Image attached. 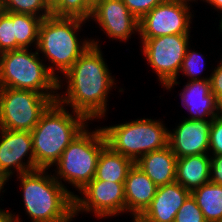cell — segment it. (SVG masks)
I'll list each match as a JSON object with an SVG mask.
<instances>
[{"label":"cell","instance_id":"obj_22","mask_svg":"<svg viewBox=\"0 0 222 222\" xmlns=\"http://www.w3.org/2000/svg\"><path fill=\"white\" fill-rule=\"evenodd\" d=\"M42 20L43 19L38 16L12 12L16 50L29 48L31 44L37 47L39 27Z\"/></svg>","mask_w":222,"mask_h":222},{"label":"cell","instance_id":"obj_27","mask_svg":"<svg viewBox=\"0 0 222 222\" xmlns=\"http://www.w3.org/2000/svg\"><path fill=\"white\" fill-rule=\"evenodd\" d=\"M174 222H206L201 209L191 194L179 208Z\"/></svg>","mask_w":222,"mask_h":222},{"label":"cell","instance_id":"obj_34","mask_svg":"<svg viewBox=\"0 0 222 222\" xmlns=\"http://www.w3.org/2000/svg\"><path fill=\"white\" fill-rule=\"evenodd\" d=\"M10 222H21L19 217H16V215H13L10 212Z\"/></svg>","mask_w":222,"mask_h":222},{"label":"cell","instance_id":"obj_5","mask_svg":"<svg viewBox=\"0 0 222 222\" xmlns=\"http://www.w3.org/2000/svg\"><path fill=\"white\" fill-rule=\"evenodd\" d=\"M28 51V48H21L0 53V87L32 90L55 102L58 80L42 63L37 50Z\"/></svg>","mask_w":222,"mask_h":222},{"label":"cell","instance_id":"obj_32","mask_svg":"<svg viewBox=\"0 0 222 222\" xmlns=\"http://www.w3.org/2000/svg\"><path fill=\"white\" fill-rule=\"evenodd\" d=\"M0 222H10V212L4 209L0 210Z\"/></svg>","mask_w":222,"mask_h":222},{"label":"cell","instance_id":"obj_30","mask_svg":"<svg viewBox=\"0 0 222 222\" xmlns=\"http://www.w3.org/2000/svg\"><path fill=\"white\" fill-rule=\"evenodd\" d=\"M211 75H210L211 93L220 102L222 100V64L219 63V65L214 68Z\"/></svg>","mask_w":222,"mask_h":222},{"label":"cell","instance_id":"obj_25","mask_svg":"<svg viewBox=\"0 0 222 222\" xmlns=\"http://www.w3.org/2000/svg\"><path fill=\"white\" fill-rule=\"evenodd\" d=\"M189 48L190 46L187 47L180 72L188 76L190 81L210 79V76L208 78H200V76H198L203 71L202 68L204 69V57L197 51L189 50Z\"/></svg>","mask_w":222,"mask_h":222},{"label":"cell","instance_id":"obj_39","mask_svg":"<svg viewBox=\"0 0 222 222\" xmlns=\"http://www.w3.org/2000/svg\"><path fill=\"white\" fill-rule=\"evenodd\" d=\"M221 13H222V11H221ZM220 27H219V29L221 30V32H222V15H221V21H220V25H219Z\"/></svg>","mask_w":222,"mask_h":222},{"label":"cell","instance_id":"obj_8","mask_svg":"<svg viewBox=\"0 0 222 222\" xmlns=\"http://www.w3.org/2000/svg\"><path fill=\"white\" fill-rule=\"evenodd\" d=\"M53 102L32 90L0 87V128L31 132Z\"/></svg>","mask_w":222,"mask_h":222},{"label":"cell","instance_id":"obj_21","mask_svg":"<svg viewBox=\"0 0 222 222\" xmlns=\"http://www.w3.org/2000/svg\"><path fill=\"white\" fill-rule=\"evenodd\" d=\"M206 222H219L222 219V185L208 182L191 191Z\"/></svg>","mask_w":222,"mask_h":222},{"label":"cell","instance_id":"obj_29","mask_svg":"<svg viewBox=\"0 0 222 222\" xmlns=\"http://www.w3.org/2000/svg\"><path fill=\"white\" fill-rule=\"evenodd\" d=\"M164 0H122L129 11L140 20L149 13L154 7L158 6Z\"/></svg>","mask_w":222,"mask_h":222},{"label":"cell","instance_id":"obj_1","mask_svg":"<svg viewBox=\"0 0 222 222\" xmlns=\"http://www.w3.org/2000/svg\"><path fill=\"white\" fill-rule=\"evenodd\" d=\"M91 42L88 49L64 74L68 87L65 94L59 93L56 99L61 105H69L88 121L105 116L108 93L115 83L98 41L93 39Z\"/></svg>","mask_w":222,"mask_h":222},{"label":"cell","instance_id":"obj_28","mask_svg":"<svg viewBox=\"0 0 222 222\" xmlns=\"http://www.w3.org/2000/svg\"><path fill=\"white\" fill-rule=\"evenodd\" d=\"M212 155H222V116L214 117L210 126L209 151Z\"/></svg>","mask_w":222,"mask_h":222},{"label":"cell","instance_id":"obj_15","mask_svg":"<svg viewBox=\"0 0 222 222\" xmlns=\"http://www.w3.org/2000/svg\"><path fill=\"white\" fill-rule=\"evenodd\" d=\"M190 194L177 181L158 186L151 204L139 218L144 222H174L179 208Z\"/></svg>","mask_w":222,"mask_h":222},{"label":"cell","instance_id":"obj_17","mask_svg":"<svg viewBox=\"0 0 222 222\" xmlns=\"http://www.w3.org/2000/svg\"><path fill=\"white\" fill-rule=\"evenodd\" d=\"M157 185L135 164L124 182L126 212L140 217L151 204Z\"/></svg>","mask_w":222,"mask_h":222},{"label":"cell","instance_id":"obj_18","mask_svg":"<svg viewBox=\"0 0 222 222\" xmlns=\"http://www.w3.org/2000/svg\"><path fill=\"white\" fill-rule=\"evenodd\" d=\"M177 157L169 146L152 151L140 157L135 165L139 167L156 185L172 183L176 179Z\"/></svg>","mask_w":222,"mask_h":222},{"label":"cell","instance_id":"obj_38","mask_svg":"<svg viewBox=\"0 0 222 222\" xmlns=\"http://www.w3.org/2000/svg\"><path fill=\"white\" fill-rule=\"evenodd\" d=\"M92 5H94L99 0H88Z\"/></svg>","mask_w":222,"mask_h":222},{"label":"cell","instance_id":"obj_4","mask_svg":"<svg viewBox=\"0 0 222 222\" xmlns=\"http://www.w3.org/2000/svg\"><path fill=\"white\" fill-rule=\"evenodd\" d=\"M86 20L75 17H58L50 15L44 18L39 27L37 52L43 53L53 65L47 68L58 80V90L61 88V79L55 74V68L65 74L74 62L92 44L91 40L83 42L77 38L81 24ZM82 43V44H81ZM56 66L55 68H53Z\"/></svg>","mask_w":222,"mask_h":222},{"label":"cell","instance_id":"obj_11","mask_svg":"<svg viewBox=\"0 0 222 222\" xmlns=\"http://www.w3.org/2000/svg\"><path fill=\"white\" fill-rule=\"evenodd\" d=\"M80 193L83 194V197L74 195V216L80 211H91L96 217L105 218L126 211L124 183L94 178Z\"/></svg>","mask_w":222,"mask_h":222},{"label":"cell","instance_id":"obj_13","mask_svg":"<svg viewBox=\"0 0 222 222\" xmlns=\"http://www.w3.org/2000/svg\"><path fill=\"white\" fill-rule=\"evenodd\" d=\"M91 18L112 39L127 41L132 33L139 32V20L122 0L97 1L93 5Z\"/></svg>","mask_w":222,"mask_h":222},{"label":"cell","instance_id":"obj_12","mask_svg":"<svg viewBox=\"0 0 222 222\" xmlns=\"http://www.w3.org/2000/svg\"><path fill=\"white\" fill-rule=\"evenodd\" d=\"M0 134V181L6 184L14 174L13 170L18 175L35 170V156L30 131L0 128ZM27 154L28 160L23 162Z\"/></svg>","mask_w":222,"mask_h":222},{"label":"cell","instance_id":"obj_35","mask_svg":"<svg viewBox=\"0 0 222 222\" xmlns=\"http://www.w3.org/2000/svg\"><path fill=\"white\" fill-rule=\"evenodd\" d=\"M5 12L4 0H0V16Z\"/></svg>","mask_w":222,"mask_h":222},{"label":"cell","instance_id":"obj_31","mask_svg":"<svg viewBox=\"0 0 222 222\" xmlns=\"http://www.w3.org/2000/svg\"><path fill=\"white\" fill-rule=\"evenodd\" d=\"M210 182L222 185V155L210 156Z\"/></svg>","mask_w":222,"mask_h":222},{"label":"cell","instance_id":"obj_33","mask_svg":"<svg viewBox=\"0 0 222 222\" xmlns=\"http://www.w3.org/2000/svg\"><path fill=\"white\" fill-rule=\"evenodd\" d=\"M208 4H210L211 7L213 6L215 10L222 11V0H210Z\"/></svg>","mask_w":222,"mask_h":222},{"label":"cell","instance_id":"obj_26","mask_svg":"<svg viewBox=\"0 0 222 222\" xmlns=\"http://www.w3.org/2000/svg\"><path fill=\"white\" fill-rule=\"evenodd\" d=\"M16 50V38L14 36V23L12 12H4L0 16V53Z\"/></svg>","mask_w":222,"mask_h":222},{"label":"cell","instance_id":"obj_40","mask_svg":"<svg viewBox=\"0 0 222 222\" xmlns=\"http://www.w3.org/2000/svg\"><path fill=\"white\" fill-rule=\"evenodd\" d=\"M220 115L222 116V100L220 101Z\"/></svg>","mask_w":222,"mask_h":222},{"label":"cell","instance_id":"obj_7","mask_svg":"<svg viewBox=\"0 0 222 222\" xmlns=\"http://www.w3.org/2000/svg\"><path fill=\"white\" fill-rule=\"evenodd\" d=\"M106 145L136 162L145 154L168 146V131L160 120L137 119L101 127Z\"/></svg>","mask_w":222,"mask_h":222},{"label":"cell","instance_id":"obj_37","mask_svg":"<svg viewBox=\"0 0 222 222\" xmlns=\"http://www.w3.org/2000/svg\"><path fill=\"white\" fill-rule=\"evenodd\" d=\"M4 183H2L1 181H0V192H1V190L4 188ZM1 210V209H0Z\"/></svg>","mask_w":222,"mask_h":222},{"label":"cell","instance_id":"obj_2","mask_svg":"<svg viewBox=\"0 0 222 222\" xmlns=\"http://www.w3.org/2000/svg\"><path fill=\"white\" fill-rule=\"evenodd\" d=\"M66 109L57 101L53 102L32 129L35 170H48L55 165L67 146L87 126L88 120L83 115L72 111L73 116Z\"/></svg>","mask_w":222,"mask_h":222},{"label":"cell","instance_id":"obj_10","mask_svg":"<svg viewBox=\"0 0 222 222\" xmlns=\"http://www.w3.org/2000/svg\"><path fill=\"white\" fill-rule=\"evenodd\" d=\"M189 1L164 0L139 20L141 38L189 34L192 14Z\"/></svg>","mask_w":222,"mask_h":222},{"label":"cell","instance_id":"obj_16","mask_svg":"<svg viewBox=\"0 0 222 222\" xmlns=\"http://www.w3.org/2000/svg\"><path fill=\"white\" fill-rule=\"evenodd\" d=\"M183 106L191 116L189 120H213L220 115V102L211 93L210 79L191 80L180 93ZM206 116H210L209 119Z\"/></svg>","mask_w":222,"mask_h":222},{"label":"cell","instance_id":"obj_3","mask_svg":"<svg viewBox=\"0 0 222 222\" xmlns=\"http://www.w3.org/2000/svg\"><path fill=\"white\" fill-rule=\"evenodd\" d=\"M46 169L19 175L23 202L31 222H70L74 218V193Z\"/></svg>","mask_w":222,"mask_h":222},{"label":"cell","instance_id":"obj_20","mask_svg":"<svg viewBox=\"0 0 222 222\" xmlns=\"http://www.w3.org/2000/svg\"><path fill=\"white\" fill-rule=\"evenodd\" d=\"M135 162L106 146L98 158L95 179L124 183Z\"/></svg>","mask_w":222,"mask_h":222},{"label":"cell","instance_id":"obj_36","mask_svg":"<svg viewBox=\"0 0 222 222\" xmlns=\"http://www.w3.org/2000/svg\"><path fill=\"white\" fill-rule=\"evenodd\" d=\"M134 220V222H144L142 219H140L139 217H134L133 218Z\"/></svg>","mask_w":222,"mask_h":222},{"label":"cell","instance_id":"obj_23","mask_svg":"<svg viewBox=\"0 0 222 222\" xmlns=\"http://www.w3.org/2000/svg\"><path fill=\"white\" fill-rule=\"evenodd\" d=\"M93 5L88 0H54L51 3L52 15L91 19Z\"/></svg>","mask_w":222,"mask_h":222},{"label":"cell","instance_id":"obj_19","mask_svg":"<svg viewBox=\"0 0 222 222\" xmlns=\"http://www.w3.org/2000/svg\"><path fill=\"white\" fill-rule=\"evenodd\" d=\"M210 165L208 154L177 158L175 181L191 192L210 181Z\"/></svg>","mask_w":222,"mask_h":222},{"label":"cell","instance_id":"obj_24","mask_svg":"<svg viewBox=\"0 0 222 222\" xmlns=\"http://www.w3.org/2000/svg\"><path fill=\"white\" fill-rule=\"evenodd\" d=\"M4 8L6 12L30 14L42 19L52 15L48 0H4Z\"/></svg>","mask_w":222,"mask_h":222},{"label":"cell","instance_id":"obj_6","mask_svg":"<svg viewBox=\"0 0 222 222\" xmlns=\"http://www.w3.org/2000/svg\"><path fill=\"white\" fill-rule=\"evenodd\" d=\"M106 146L102 129L89 132L86 126L63 151L55 171L60 177L54 178L61 184L64 179L81 191L94 179L98 158Z\"/></svg>","mask_w":222,"mask_h":222},{"label":"cell","instance_id":"obj_14","mask_svg":"<svg viewBox=\"0 0 222 222\" xmlns=\"http://www.w3.org/2000/svg\"><path fill=\"white\" fill-rule=\"evenodd\" d=\"M212 120H183L173 132L168 131V146L177 158L209 154Z\"/></svg>","mask_w":222,"mask_h":222},{"label":"cell","instance_id":"obj_9","mask_svg":"<svg viewBox=\"0 0 222 222\" xmlns=\"http://www.w3.org/2000/svg\"><path fill=\"white\" fill-rule=\"evenodd\" d=\"M190 34L165 35L156 38H141L147 62L157 73L163 87L170 90L177 82Z\"/></svg>","mask_w":222,"mask_h":222}]
</instances>
